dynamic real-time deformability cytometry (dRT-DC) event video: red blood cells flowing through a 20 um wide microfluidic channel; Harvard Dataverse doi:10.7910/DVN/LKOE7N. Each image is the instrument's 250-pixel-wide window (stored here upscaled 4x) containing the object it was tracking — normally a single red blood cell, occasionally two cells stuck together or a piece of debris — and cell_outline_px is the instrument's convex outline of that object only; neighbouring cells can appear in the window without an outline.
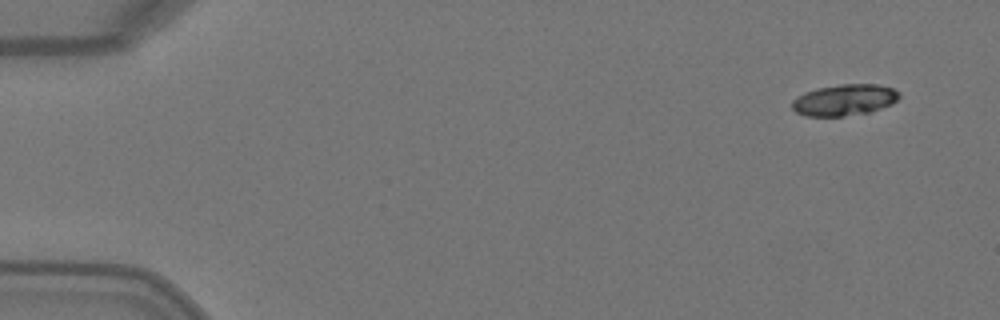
{"species": "Egyptian fruit bat (a non-hibernating species)", "species_latin": "Rousettus aegyptiacus", "temperature_condition": "warm", "stored_images_in_passage": 3, "camera_frame_rate_fps": 3000, "um_per_image_px": 0.085, "animal": {"sex": "female"}, "frame": {"image": 1, "passage_image": 1, "time_ms": 0.0, "image_size_px": [1000, 320], "cell_outline_px": [[900, 96], [892, 104], [868, 112], [844, 116], [808, 116], [796, 112], [792, 108], [792, 100], [804, 92], [816, 88], [840, 84], [876, 84], [892, 88], [900, 92]], "centroid_in_image_um": [71.76, 8.48], "position_along_channel_um": 13.2, "area_um2": 19.48}}
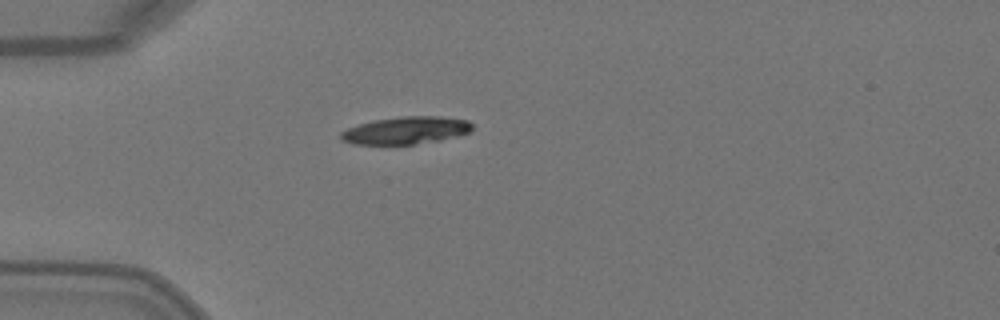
{"frame": {"image": 2, "passage_image": 3, "time_ms": 0.667, "image_size_px": [1000, 320], "cell_outline_px": [[472, 128], [468, 132], [456, 136], [440, 140], [412, 144], [352, 144], [340, 140], [340, 132], [348, 128], [372, 120], [400, 116], [440, 116], [468, 120], [472, 124]], "centroid_in_image_um": [34.47, 11.07], "position_along_channel_um": 50.5, "area_um2": 20.98}}